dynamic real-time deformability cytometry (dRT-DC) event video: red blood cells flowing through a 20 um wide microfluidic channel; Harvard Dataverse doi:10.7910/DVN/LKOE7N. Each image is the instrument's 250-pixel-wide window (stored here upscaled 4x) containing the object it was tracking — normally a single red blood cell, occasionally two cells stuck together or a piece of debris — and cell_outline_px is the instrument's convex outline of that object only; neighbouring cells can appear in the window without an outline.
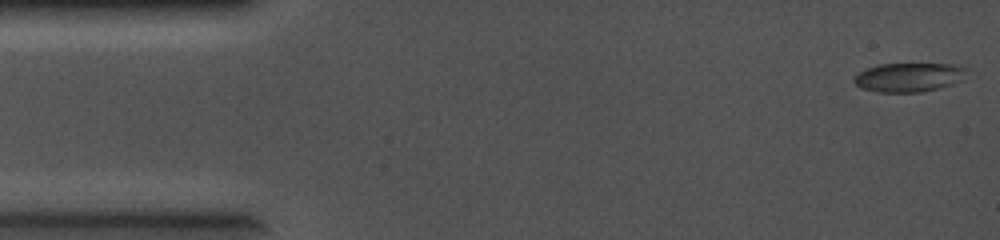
{"species": "common noctule bat (a hibernating species)", "species_latin": "Nyctalus noctula", "temperature_condition": "cold", "stored_images_in_passage": 40, "camera_frame_rate_fps": 5000, "um_per_image_px": 0.085, "animal": {"sex": "female", "body_mass_g": 19.0, "forearm_length_mm": 56.7}, "frame": {"image": 1, "passage_image": 1, "time_ms": 0.0, "image_size_px": [1000, 240], "cell_outline_px": [[968, 68], [952, 84], [920, 92], [876, 92], [860, 88], [852, 80], [860, 72], [868, 68], [880, 64], [952, 64]], "centroid_in_image_um": [77.17, 6.57], "position_along_channel_um": 7.8, "area_um2": 18.55}}
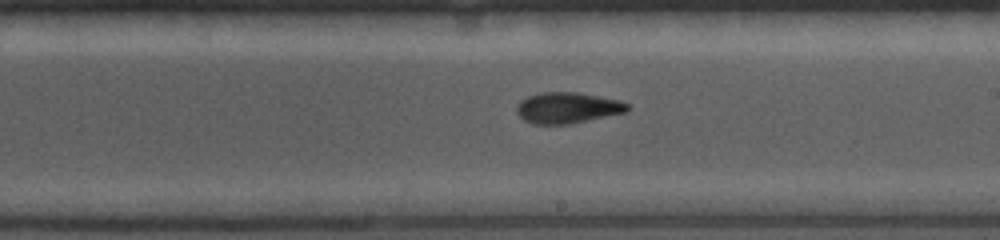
{"frame": {"image": 2, "passage_image": 22, "time_ms": 4.2, "image_size_px": [1000, 240], "cell_outline_px": [[628, 112], [568, 124], [532, 124], [524, 120], [516, 112], [516, 108], [520, 100], [528, 96], [540, 92], [576, 92], [620, 100], [628, 104]], "centroid_in_image_um": [48.22, 9.16], "position_along_channel_um": 240.8, "area_um2": 20.0}}
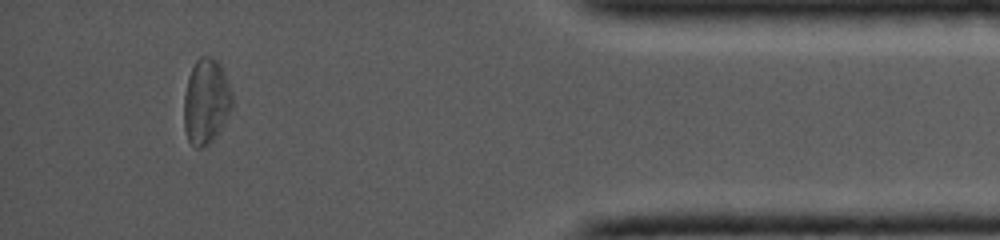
{"frame": {"image": 3, "passage_image": 36, "time_ms": 7.0, "image_size_px": [1000, 240], "cell_outline_px": [[232, 104], [224, 120], [212, 140], [208, 144], [200, 148], [196, 148], [188, 140], [184, 128], [184, 96], [188, 76], [196, 60], [200, 56], [208, 56], [220, 60], [232, 92]], "centroid_in_image_um": [17.5, 8.56], "position_along_channel_um": 417.7, "area_um2": 23.81}}